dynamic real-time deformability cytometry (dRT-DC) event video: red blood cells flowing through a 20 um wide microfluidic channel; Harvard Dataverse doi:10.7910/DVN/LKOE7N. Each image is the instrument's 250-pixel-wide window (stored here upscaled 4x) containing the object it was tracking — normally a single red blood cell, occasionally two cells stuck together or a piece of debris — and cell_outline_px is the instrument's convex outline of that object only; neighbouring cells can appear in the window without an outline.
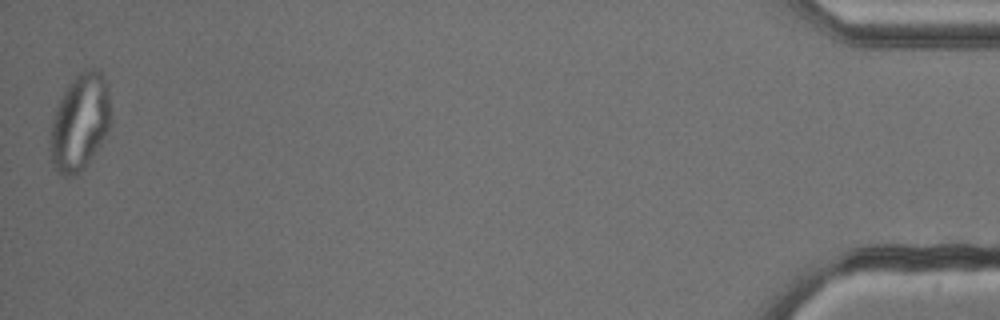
{"species": "common noctule bat (a hibernating species)", "species_latin": "Nyctalus noctula", "temperature_condition": "cold", "stored_images_in_passage": 53, "camera_frame_rate_fps": 3000, "um_per_image_px": 0.085, "animal": {"sex": "male", "body_mass_g": 13.3}, "frame": {"image": 1, "passage_image": 53, "time_ms": 17.333, "image_size_px": [1000, 320], "cell_outline_px": [[108, 128], [100, 144], [84, 168], [76, 176], [64, 176], [52, 164], [48, 148], [48, 140], [52, 120], [56, 108], [68, 84], [84, 68], [100, 68], [104, 72], [108, 96]], "centroid_in_image_um": [6.74, 10.38], "position_along_channel_um": 428.5, "area_um2": 33.87}}